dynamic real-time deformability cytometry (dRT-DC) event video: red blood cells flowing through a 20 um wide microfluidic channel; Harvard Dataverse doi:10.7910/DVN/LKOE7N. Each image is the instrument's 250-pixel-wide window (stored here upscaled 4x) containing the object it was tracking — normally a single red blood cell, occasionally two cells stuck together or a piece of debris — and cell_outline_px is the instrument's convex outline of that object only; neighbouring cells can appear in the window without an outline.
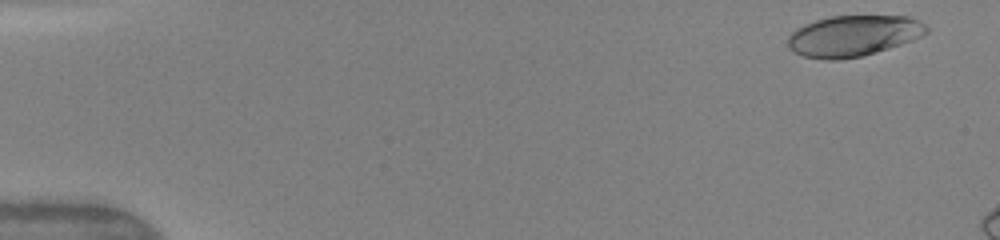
{"species": "human", "species_latin": "Homo sapiens", "temperature_condition": "warm", "stored_images_in_passage": 11, "camera_frame_rate_fps": 3000, "um_per_image_px": 0.085, "donor": {"sex": "female"}, "frame": {"image": 1, "passage_image": 2, "time_ms": 0.333, "image_size_px": [1000, 240], "cell_outline_px": [[928, 32], [912, 40], [888, 48], [860, 56], [836, 60], [824, 60], [804, 56], [792, 52], [788, 48], [788, 36], [796, 28], [804, 24], [816, 20], [832, 16], [908, 16], [924, 24], [928, 28]], "centroid_in_image_um": [72.48, 3.05], "position_along_channel_um": 12.5, "area_um2": 32.89}}